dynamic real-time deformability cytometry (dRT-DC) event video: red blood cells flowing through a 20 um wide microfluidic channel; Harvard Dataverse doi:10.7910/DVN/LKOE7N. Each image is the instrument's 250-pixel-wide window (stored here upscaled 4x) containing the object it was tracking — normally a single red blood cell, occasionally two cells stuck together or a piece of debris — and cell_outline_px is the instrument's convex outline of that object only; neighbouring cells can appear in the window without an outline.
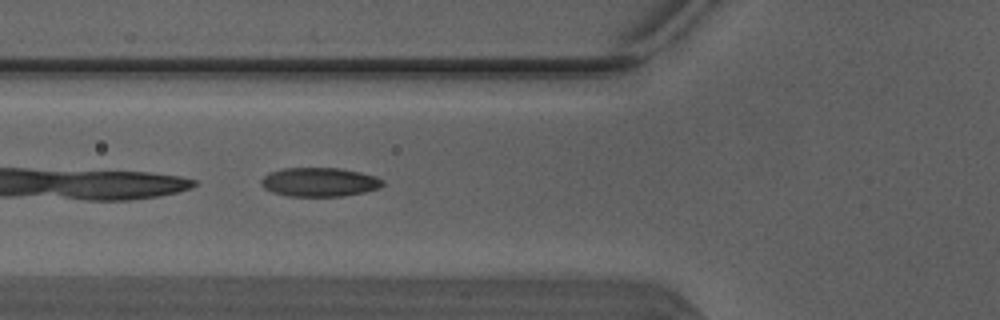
{"species": "Egyptian fruit bat (a non-hibernating species)", "species_latin": "Rousettus aegyptiacus", "temperature_condition": "warm", "stored_images_in_passage": 4, "camera_frame_rate_fps": 3000, "um_per_image_px": 0.085, "animal": {"sex": "male"}, "frame": {"image": 1, "passage_image": 4, "time_ms": 1.0, "image_size_px": [1000, 320], "cell_outline_px": [[384, 184], [380, 188], [364, 192], [344, 196], [288, 196], [272, 192], [264, 188], [260, 184], [260, 180], [268, 172], [284, 168], [340, 168], [360, 172], [376, 176], [384, 180]], "centroid_in_image_um": [27.15, 15.47], "position_along_channel_um": 98.6, "area_um2": 20.69}}